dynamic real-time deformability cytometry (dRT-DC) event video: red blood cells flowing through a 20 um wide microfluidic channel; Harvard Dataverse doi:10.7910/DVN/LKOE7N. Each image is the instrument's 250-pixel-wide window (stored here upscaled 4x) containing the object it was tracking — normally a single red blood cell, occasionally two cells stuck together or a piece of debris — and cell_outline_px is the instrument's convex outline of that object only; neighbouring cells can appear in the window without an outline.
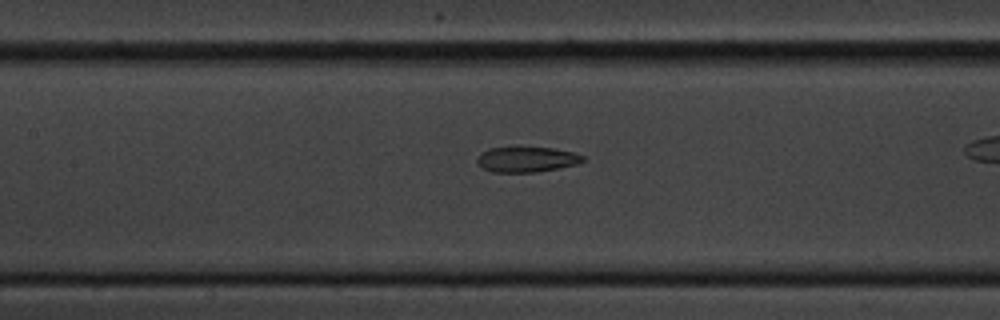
{"species": "common noctule bat (a hibernating species)", "species_latin": "Nyctalus noctula", "temperature_condition": "cold", "stored_images_in_passage": 35, "camera_frame_rate_fps": 3000, "um_per_image_px": 0.085, "animal": {"sex": "male", "body_mass_g": 20.1, "forearm_length_mm": 53.5}, "frame": {"image": 1, "passage_image": 17, "time_ms": 5.333, "image_size_px": [1000, 320], "cell_outline_px": [[584, 160], [576, 164], [536, 172], [492, 172], [484, 168], [476, 160], [476, 156], [480, 152], [488, 148], [516, 144], [552, 148], [572, 152], [584, 156]], "centroid_in_image_um": [44.68, 13.49], "position_along_channel_um": 162.7, "area_um2": 16.24}}
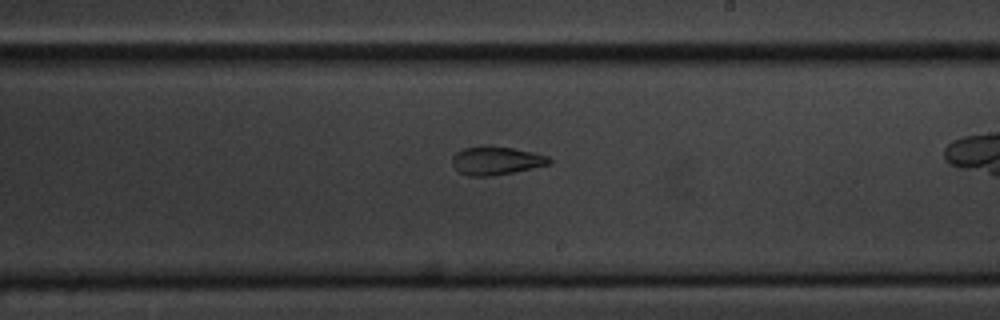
{"frame": {"image": 2, "passage_image": 24, "time_ms": 7.667, "image_size_px": [1000, 320], "cell_outline_px": [[552, 164], [492, 176], [468, 176], [460, 172], [452, 164], [452, 156], [456, 152], [464, 148], [512, 148], [532, 152], [548, 156], [552, 160]], "centroid_in_image_um": [42.2, 13.69], "position_along_channel_um": 246.8, "area_um2": 15.49}}
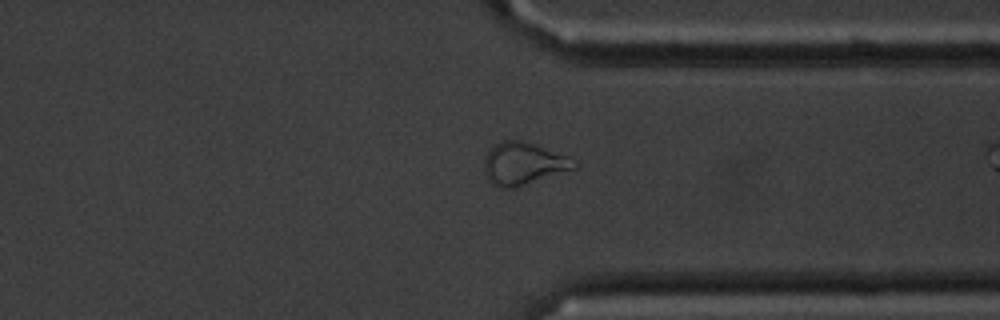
{"frame": {"image": 3, "passage_image": 34, "time_ms": 11.0, "image_size_px": [1000, 320], "cell_outline_px": [[580, 164], [576, 168], [512, 188], [504, 188], [492, 184], [488, 180], [484, 172], [484, 156], [492, 144], [500, 140], [520, 140], [580, 160]], "centroid_in_image_um": [44.47, 13.89], "position_along_channel_um": 366.9, "area_um2": 22.31}}